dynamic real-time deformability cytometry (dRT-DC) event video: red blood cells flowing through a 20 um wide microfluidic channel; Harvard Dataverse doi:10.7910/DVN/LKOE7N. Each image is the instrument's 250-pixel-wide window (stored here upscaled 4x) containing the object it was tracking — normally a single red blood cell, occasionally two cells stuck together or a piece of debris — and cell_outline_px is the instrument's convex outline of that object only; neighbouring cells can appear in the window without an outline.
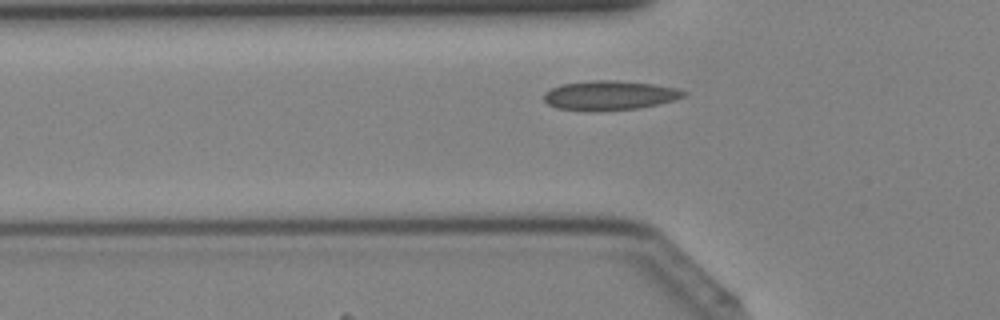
{"species": "Egyptian fruit bat (a non-hibernating species)", "species_latin": "Rousettus aegyptiacus", "temperature_condition": "cold", "stored_images_in_passage": 36, "camera_frame_rate_fps": 3000, "um_per_image_px": 0.085, "animal": {"sex": "female"}, "frame": {"image": 1, "passage_image": 8, "time_ms": 2.333, "image_size_px": [1000, 320], "cell_outline_px": [[688, 92], [684, 96], [672, 100], [640, 108], [556, 108], [548, 104], [544, 100], [544, 92], [560, 84], [592, 80], [612, 80], [656, 84], [676, 88]], "centroid_in_image_um": [51.84, 8.05], "position_along_channel_um": 74.0, "area_um2": 22.89}}
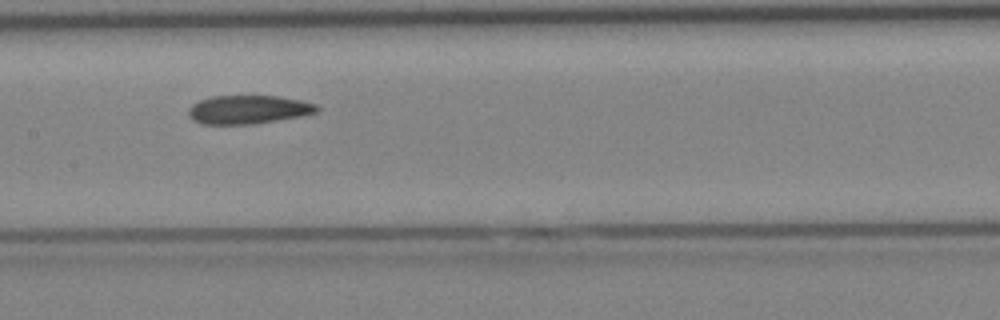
{"frame": {"image": 2, "passage_image": 15, "time_ms": 4.667, "image_size_px": [1000, 320], "cell_outline_px": [[320, 108], [316, 112], [300, 116], [252, 124], [200, 124], [192, 120], [188, 116], [188, 108], [192, 104], [200, 100], [212, 96], [276, 96], [300, 100], [316, 104]], "centroid_in_image_um": [21.05, 9.31], "position_along_channel_um": 186.3, "area_um2": 21.33}}
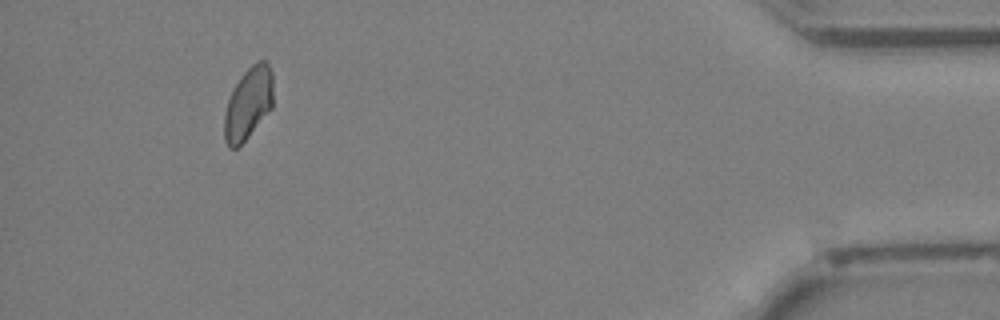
{"frame": {"image": 3, "passage_image": 33, "time_ms": 10.667, "image_size_px": [1000, 320], "cell_outline_px": [[272, 108], [248, 136], [236, 148], [228, 148], [224, 140], [224, 112], [232, 88], [240, 76], [256, 60], [268, 60], [272, 72]], "centroid_in_image_um": [21.09, 8.75], "position_along_channel_um": 414.1, "area_um2": 20.69}}